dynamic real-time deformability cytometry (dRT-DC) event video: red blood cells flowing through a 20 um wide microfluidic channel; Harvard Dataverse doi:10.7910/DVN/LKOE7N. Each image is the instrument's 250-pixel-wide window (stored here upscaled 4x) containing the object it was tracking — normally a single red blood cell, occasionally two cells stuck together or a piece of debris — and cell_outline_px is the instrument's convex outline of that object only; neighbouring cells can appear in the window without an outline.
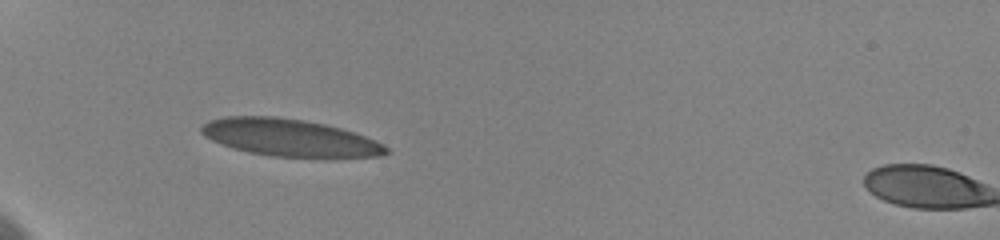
{"species": "human", "species_latin": "Homo sapiens", "temperature_condition": "cold", "stored_images_in_passage": 19, "camera_frame_rate_fps": 3000, "um_per_image_px": 0.085, "donor": {"sex": "female"}, "frame": {"image": 1, "passage_image": 12, "time_ms": 4.667, "image_size_px": [1000, 240], "cell_outline_px": [[392, 152], [380, 156], [324, 160], [272, 156], [248, 152], [232, 148], [212, 140], [204, 136], [200, 132], [200, 128], [208, 120], [224, 116], [276, 116], [304, 120], [324, 124], [340, 128], [376, 140], [384, 144]], "centroid_in_image_um": [24.69, 11.74], "position_along_channel_um": 60.3, "area_um2": 41.27}}